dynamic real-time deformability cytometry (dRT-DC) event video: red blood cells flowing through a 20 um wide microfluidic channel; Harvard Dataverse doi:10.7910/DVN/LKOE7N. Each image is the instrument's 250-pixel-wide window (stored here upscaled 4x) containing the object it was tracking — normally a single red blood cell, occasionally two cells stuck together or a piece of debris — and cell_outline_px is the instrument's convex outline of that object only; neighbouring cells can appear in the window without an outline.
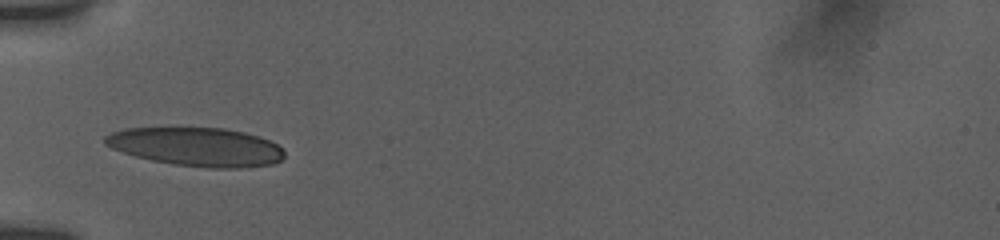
{"species": "human", "species_latin": "Homo sapiens", "temperature_condition": "room temperature", "stored_images_in_passage": 9, "camera_frame_rate_fps": 3000, "um_per_image_px": 0.085, "donor": {"sex": "female"}, "frame": {"image": 1, "passage_image": 1, "time_ms": 0.0, "image_size_px": [1000, 240], "cell_outline_px": [[284, 156], [280, 160], [272, 164], [240, 168], [208, 168], [176, 164], [152, 160], [136, 156], [112, 148], [104, 144], [104, 136], [112, 132], [128, 128], [224, 128], [244, 132], [260, 136], [284, 148]], "centroid_in_image_um": [16.74, 12.48], "position_along_channel_um": 68.3, "area_um2": 40.23}}
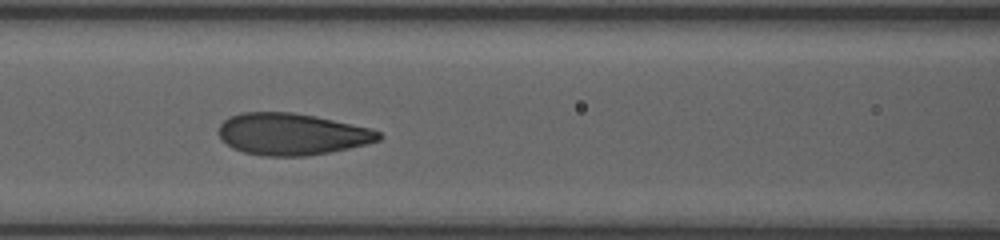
{"frame": {"image": 2, "passage_image": 7, "time_ms": 2.0, "image_size_px": [1000, 240], "cell_outline_px": [[384, 136], [380, 140], [368, 144], [328, 152], [304, 156], [264, 156], [244, 152], [232, 148], [216, 132], [220, 124], [228, 116], [240, 112], [292, 112], [316, 116], [372, 128], [380, 132]], "centroid_in_image_um": [24.81, 11.39], "position_along_channel_um": 141.8, "area_um2": 39.19}}
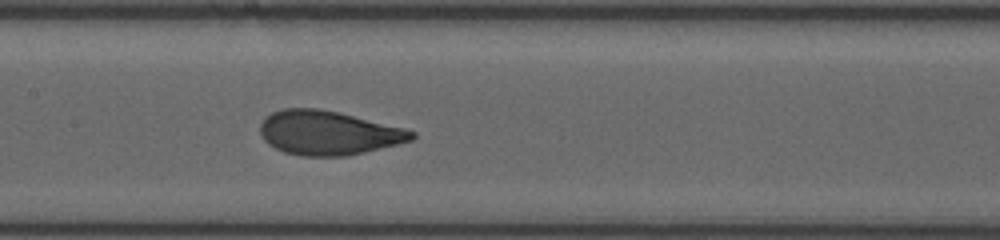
{"frame": {"image": 3, "passage_image": 9, "time_ms": 3.0, "image_size_px": [1000, 240], "cell_outline_px": [[416, 136], [412, 140], [348, 156], [300, 156], [284, 152], [268, 144], [264, 140], [260, 132], [260, 124], [272, 112], [284, 108], [316, 108], [336, 112], [404, 128], [416, 132]], "centroid_in_image_um": [27.88, 11.3], "position_along_channel_um": 179.5, "area_um2": 38.61}}